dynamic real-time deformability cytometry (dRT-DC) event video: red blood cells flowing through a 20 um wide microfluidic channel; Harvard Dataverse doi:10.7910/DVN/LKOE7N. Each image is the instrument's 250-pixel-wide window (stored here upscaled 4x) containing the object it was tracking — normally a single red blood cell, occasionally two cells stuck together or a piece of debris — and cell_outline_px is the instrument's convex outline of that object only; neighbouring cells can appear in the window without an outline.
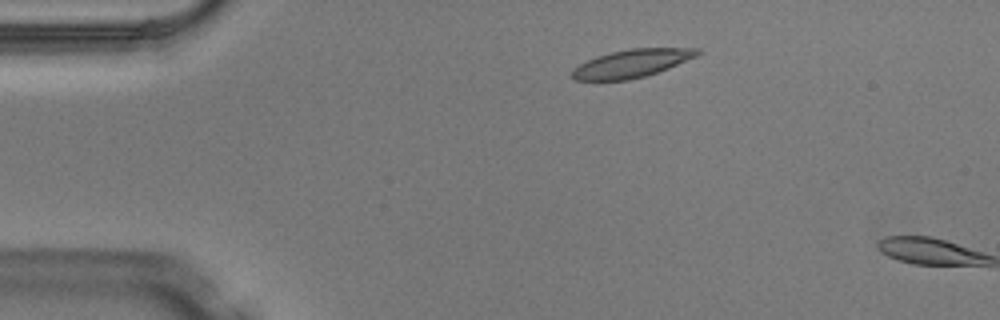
{"species": "Egyptian fruit bat (a non-hibernating species)", "species_latin": "Rousettus aegyptiacus", "temperature_condition": "warm", "stored_images_in_passage": 3, "camera_frame_rate_fps": 3000, "um_per_image_px": 0.085, "animal": {"sex": "male"}, "frame": {"image": 1, "passage_image": 2, "time_ms": 0.333, "image_size_px": [1000, 320], "cell_outline_px": [[704, 52], [696, 56], [668, 68], [644, 76], [628, 80], [572, 80], [568, 76], [572, 68], [596, 56], [628, 48], [700, 48]], "centroid_in_image_um": [53.66, 5.39], "position_along_channel_um": 31.3, "area_um2": 20.52}}